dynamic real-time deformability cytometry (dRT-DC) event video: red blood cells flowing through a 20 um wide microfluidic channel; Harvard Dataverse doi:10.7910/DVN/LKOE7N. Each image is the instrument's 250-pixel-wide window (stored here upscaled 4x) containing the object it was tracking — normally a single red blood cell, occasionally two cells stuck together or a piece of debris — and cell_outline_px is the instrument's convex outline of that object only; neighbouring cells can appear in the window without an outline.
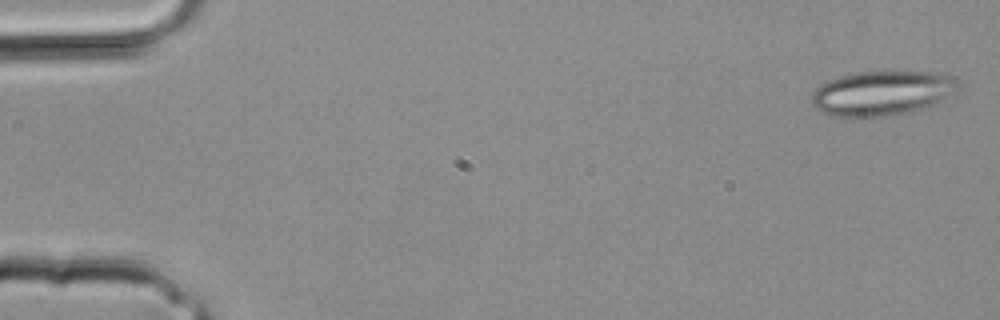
{"species": "common noctule bat (a hibernating species)", "species_latin": "Nyctalus noctula", "temperature_condition": "room temperature", "stored_images_in_passage": 14, "camera_frame_rate_fps": 3000, "um_per_image_px": 0.085, "animal": {"sex": "male", "body_mass_g": 20.4}, "frame": {"image": 1, "passage_image": 1, "time_ms": 0.0, "image_size_px": [1000, 320], "cell_outline_px": [[960, 88], [956, 92], [936, 104], [912, 112], [888, 116], [836, 116], [820, 112], [812, 104], [812, 92], [820, 84], [828, 80], [840, 76], [860, 72], [888, 68], [936, 72], [948, 76]], "centroid_in_image_um": [74.99, 7.87], "position_along_channel_um": 10.0, "area_um2": 39.02}}
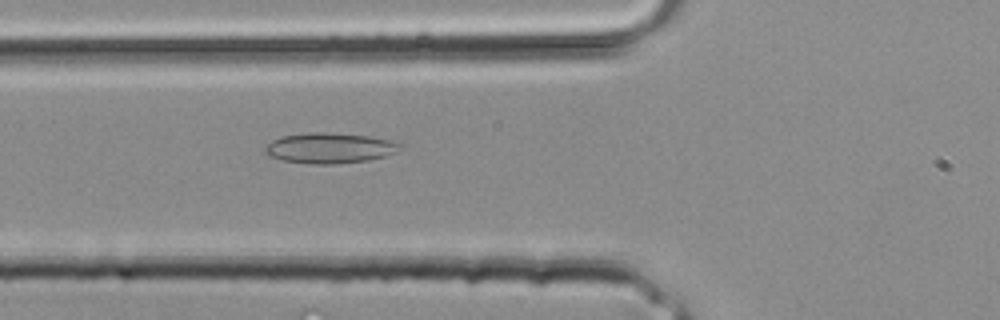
{"frame": {"image": 2, "passage_image": 12, "time_ms": 3.667, "image_size_px": [1000, 320], "cell_outline_px": [[404, 148], [396, 152], [384, 156], [368, 160], [332, 164], [312, 164], [284, 160], [268, 156], [264, 152], [264, 148], [272, 140], [280, 136], [308, 132], [324, 132], [368, 136], [388, 140], [404, 144]], "centroid_in_image_um": [28.01, 12.58], "position_along_channel_um": 97.8, "area_um2": 23.99}}
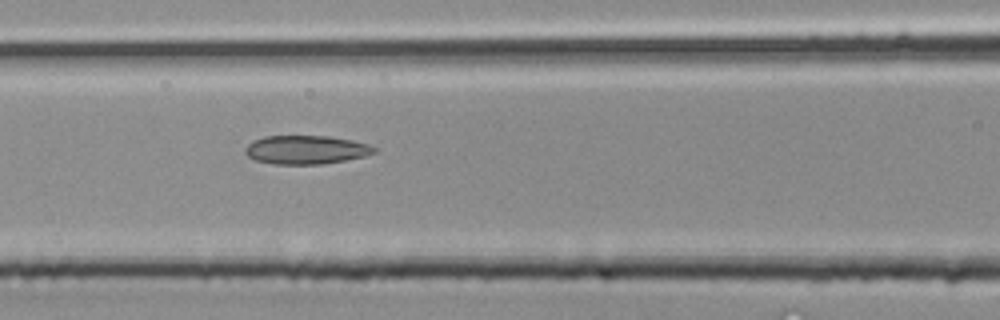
{"frame": {"image": 3, "passage_image": 14, "time_ms": 4.333, "image_size_px": [1000, 320], "cell_outline_px": [[376, 152], [364, 156], [344, 160], [320, 164], [272, 164], [256, 160], [248, 156], [244, 152], [244, 148], [252, 140], [264, 136], [328, 136], [352, 140], [368, 144], [376, 148]], "centroid_in_image_um": [25.97, 12.72], "position_along_channel_um": 140.6, "area_um2": 21.5}}